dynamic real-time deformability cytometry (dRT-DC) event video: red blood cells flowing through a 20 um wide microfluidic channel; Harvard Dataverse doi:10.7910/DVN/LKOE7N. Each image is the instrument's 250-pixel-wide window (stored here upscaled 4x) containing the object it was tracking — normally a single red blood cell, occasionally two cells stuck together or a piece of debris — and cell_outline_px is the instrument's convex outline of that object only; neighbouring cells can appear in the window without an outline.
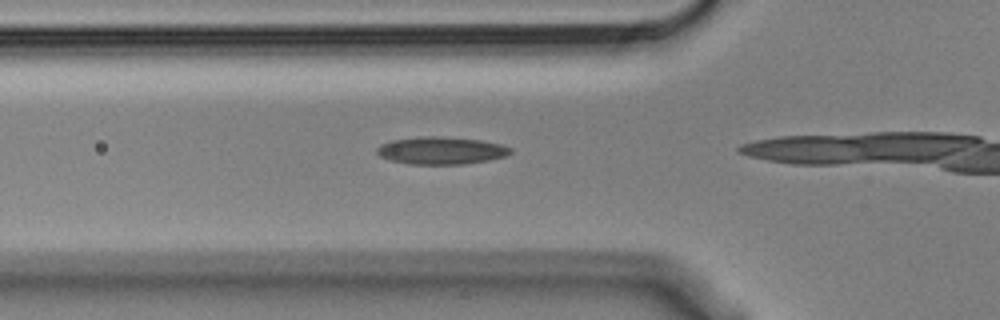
{"species": "Egyptian fruit bat (a non-hibernating species)", "species_latin": "Rousettus aegyptiacus", "temperature_condition": "cold", "stored_images_in_passage": 14, "camera_frame_rate_fps": 3000, "um_per_image_px": 0.085, "animal": {"sex": "male"}, "frame": {"image": 1, "passage_image": 7, "time_ms": 2.0, "image_size_px": [1000, 320], "cell_outline_px": [[512, 152], [504, 156], [488, 160], [464, 164], [408, 164], [388, 160], [380, 156], [376, 152], [376, 148], [380, 144], [392, 140], [424, 136], [440, 136], [480, 140], [500, 144], [512, 148]], "centroid_in_image_um": [37.46, 12.8], "position_along_channel_um": 88.3, "area_um2": 21.39}}